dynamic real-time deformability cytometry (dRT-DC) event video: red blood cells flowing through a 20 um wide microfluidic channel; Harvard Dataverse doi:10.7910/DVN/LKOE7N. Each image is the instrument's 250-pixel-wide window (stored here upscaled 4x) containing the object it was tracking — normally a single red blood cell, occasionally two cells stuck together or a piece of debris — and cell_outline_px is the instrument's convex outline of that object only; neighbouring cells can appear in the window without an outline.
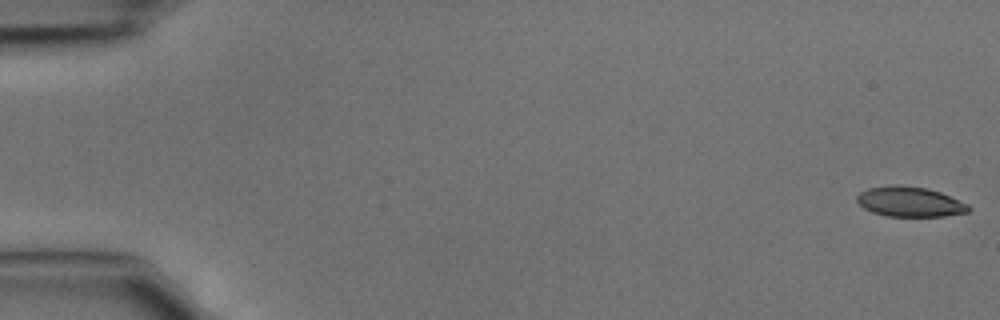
{"species": "common noctule bat (a hibernating species)", "species_latin": "Nyctalus noctula", "temperature_condition": "cold", "stored_images_in_passage": 4, "camera_frame_rate_fps": 3000, "um_per_image_px": 0.085, "animal": {"sex": "male", "body_mass_g": 15.6}, "frame": {"image": 1, "passage_image": 1, "time_ms": 0.0, "image_size_px": [1000, 320], "cell_outline_px": [[972, 208], [968, 212], [944, 216], [888, 216], [872, 212], [864, 208], [856, 200], [856, 196], [860, 192], [868, 188], [892, 184], [900, 184], [928, 188], [940, 192], [968, 204]], "centroid_in_image_um": [77.33, 17.13], "position_along_channel_um": 7.7, "area_um2": 19.65}}
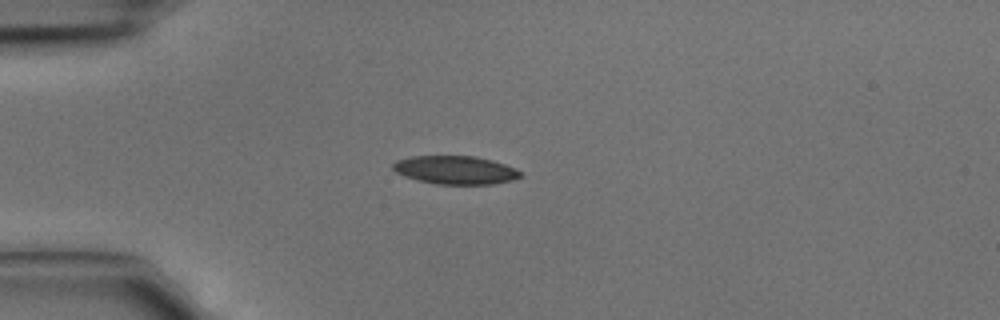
{"frame": {"image": 2, "passage_image": 4, "time_ms": 1.0, "image_size_px": [1000, 320], "cell_outline_px": [[524, 176], [512, 180], [492, 184], [436, 184], [404, 176], [396, 172], [392, 168], [392, 164], [396, 160], [408, 156], [476, 156], [492, 160], [516, 168]], "centroid_in_image_um": [38.71, 14.44], "position_along_channel_um": 46.3, "area_um2": 21.1}}